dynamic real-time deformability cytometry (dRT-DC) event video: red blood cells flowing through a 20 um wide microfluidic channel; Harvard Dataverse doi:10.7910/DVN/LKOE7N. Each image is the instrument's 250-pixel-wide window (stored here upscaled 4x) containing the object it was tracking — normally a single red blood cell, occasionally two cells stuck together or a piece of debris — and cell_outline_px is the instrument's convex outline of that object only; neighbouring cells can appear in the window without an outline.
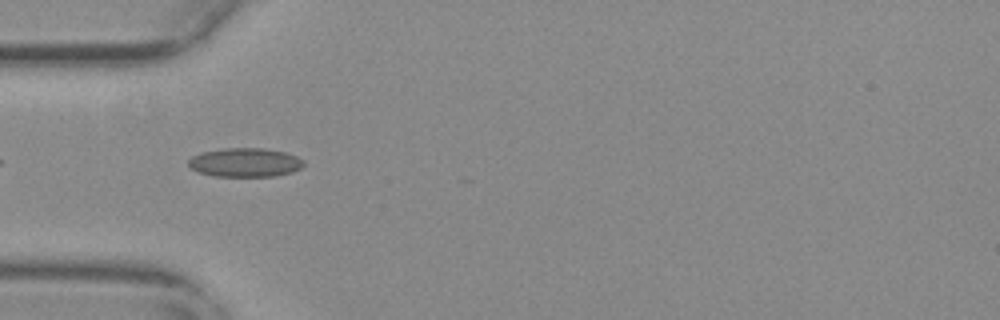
{"species": "common noctule bat (a hibernating species)", "species_latin": "Nyctalus noctula", "temperature_condition": "warm", "stored_images_in_passage": 33, "camera_frame_rate_fps": 3000, "um_per_image_px": 0.085, "animal": {"sex": "female", "body_mass_g": 29.2, "forearm_length_mm": 56.3}, "frame": {"image": 1, "passage_image": 3, "time_ms": 0.667, "image_size_px": [1000, 320], "cell_outline_px": [[304, 164], [300, 168], [292, 172], [272, 176], [212, 176], [196, 172], [188, 164], [188, 160], [192, 156], [200, 152], [224, 148], [264, 148], [284, 152], [296, 156], [304, 160]], "centroid_in_image_um": [20.8, 13.8], "position_along_channel_um": 64.2, "area_um2": 19.48}}
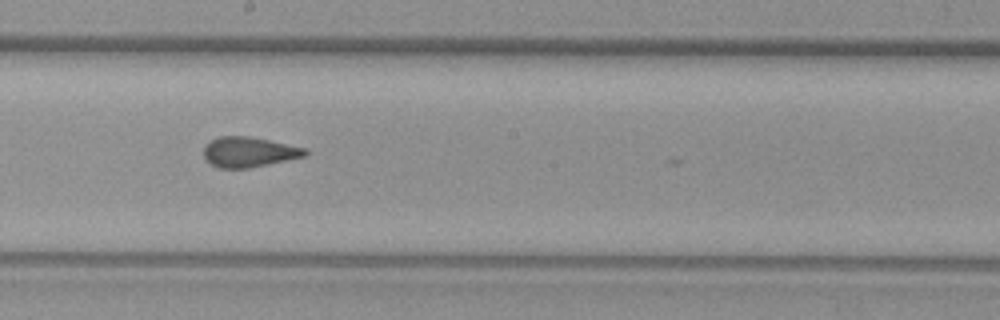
{"frame": {"image": 2, "passage_image": 16, "time_ms": 5.0, "image_size_px": [1000, 320], "cell_outline_px": [[308, 152], [304, 156], [248, 168], [216, 168], [204, 156], [204, 144], [208, 140], [220, 136], [248, 136], [308, 148]], "centroid_in_image_um": [21.12, 12.91], "position_along_channel_um": 227.1, "area_um2": 17.74}}
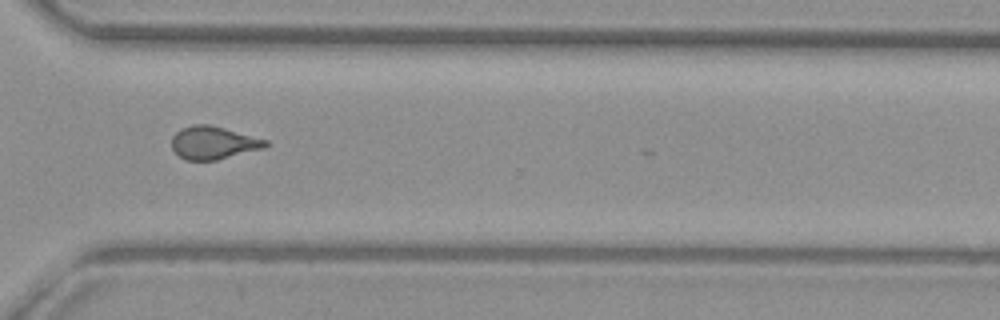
{"frame": {"image": 3, "passage_image": 26, "time_ms": 8.333, "image_size_px": [1000, 320], "cell_outline_px": [[268, 144], [264, 148], [216, 160], [184, 160], [172, 148], [172, 136], [180, 128], [192, 124], [208, 124], [224, 128], [268, 140]], "centroid_in_image_um": [18.11, 12.13], "position_along_channel_um": 352.5, "area_um2": 17.92}, "authors_computed_cell_mechanics": {"area_um2": 18.0336, "velocity_mm_per_s": 3.7694, "shape_relaxation_time_tau1_ms": null, "shape_relaxation_time_tau2_ms": 1.0957, "deformation_change_tau1": null, "deformation_change_tau2": 0.0699}}